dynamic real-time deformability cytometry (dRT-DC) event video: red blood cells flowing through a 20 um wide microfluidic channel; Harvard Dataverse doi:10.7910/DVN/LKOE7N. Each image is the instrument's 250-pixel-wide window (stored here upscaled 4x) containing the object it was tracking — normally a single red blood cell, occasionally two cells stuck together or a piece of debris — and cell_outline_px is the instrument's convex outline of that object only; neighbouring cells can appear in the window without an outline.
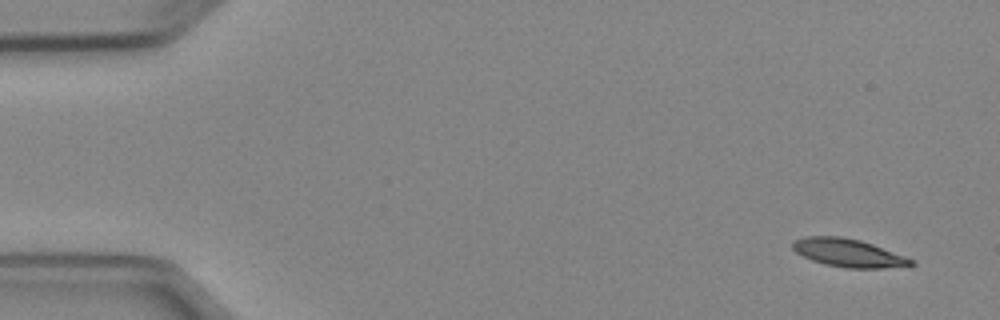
{"species": "Egyptian fruit bat (a non-hibernating species)", "species_latin": "Rousettus aegyptiacus", "temperature_condition": "cold", "stored_images_in_passage": 5, "camera_frame_rate_fps": 3000, "um_per_image_px": 0.085, "animal": {"sex": "female"}, "frame": {"image": 1, "passage_image": 1, "time_ms": 0.0, "image_size_px": [1000, 320], "cell_outline_px": [[916, 264], [884, 268], [848, 268], [824, 264], [812, 260], [796, 252], [792, 248], [792, 240], [804, 236], [840, 236], [860, 240], [872, 244], [916, 260]], "centroid_in_image_um": [72.09, 21.49], "position_along_channel_um": 12.9, "area_um2": 19.36}}
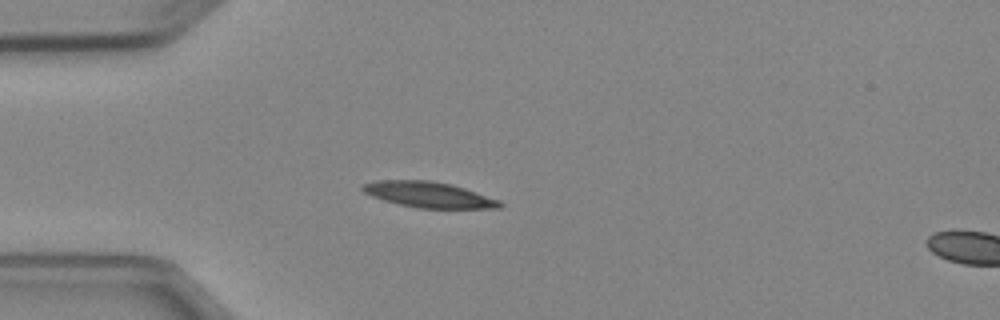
{"frame": {"image": 2, "passage_image": 4, "time_ms": 3.667, "image_size_px": [1000, 320], "cell_outline_px": [[504, 204], [500, 208], [420, 208], [400, 204], [384, 200], [372, 196], [364, 192], [360, 188], [360, 184], [376, 180], [428, 180], [452, 184], [500, 200]], "centroid_in_image_um": [36.42, 16.54], "position_along_channel_um": 48.6, "area_um2": 20.52}}